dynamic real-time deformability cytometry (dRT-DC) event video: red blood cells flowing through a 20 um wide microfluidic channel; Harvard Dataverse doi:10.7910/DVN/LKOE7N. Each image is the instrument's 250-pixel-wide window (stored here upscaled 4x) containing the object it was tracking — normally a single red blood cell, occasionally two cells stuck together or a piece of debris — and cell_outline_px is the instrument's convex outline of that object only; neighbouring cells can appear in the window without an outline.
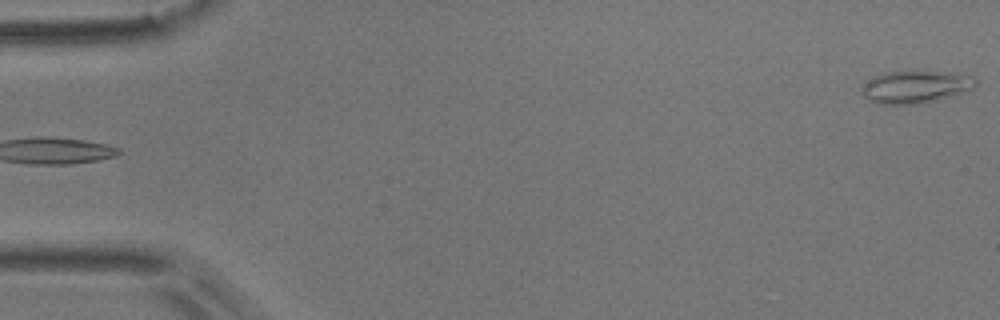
{"species": "common noctule bat (a hibernating species)", "species_latin": "Nyctalus noctula", "temperature_condition": "room temperature", "stored_images_in_passage": 5, "camera_frame_rate_fps": 3000, "um_per_image_px": 0.085, "animal": {"sex": "male", "body_mass_g": 17.9}, "frame": {"image": 1, "passage_image": 5, "time_ms": 1.333, "image_size_px": [1000, 320], "cell_outline_px": [[976, 84], [972, 88], [936, 100], [916, 104], [876, 104], [868, 100], [864, 96], [860, 88], [868, 80], [880, 72], [956, 72], [972, 76], [976, 80]], "centroid_in_image_um": [77.76, 7.38], "position_along_channel_um": 7.2, "area_um2": 21.33}}